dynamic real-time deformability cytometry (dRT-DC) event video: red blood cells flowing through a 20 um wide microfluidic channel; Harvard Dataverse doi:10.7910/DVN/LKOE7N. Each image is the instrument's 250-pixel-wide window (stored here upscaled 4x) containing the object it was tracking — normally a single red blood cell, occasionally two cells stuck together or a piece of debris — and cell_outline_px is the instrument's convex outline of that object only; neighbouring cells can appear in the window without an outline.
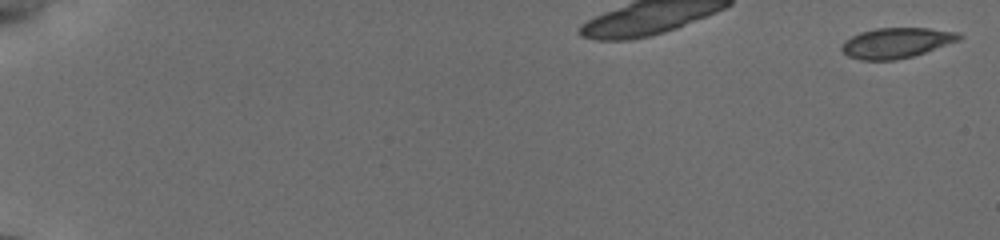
{"species": "common noctule bat (a hibernating species)", "species_latin": "Nyctalus noctula", "temperature_condition": "cold", "stored_images_in_passage": 11, "camera_frame_rate_fps": 3000, "um_per_image_px": 0.085, "animal": {"sex": "female", "body_mass_g": 19.5, "forearm_length_mm": 54.1}, "frame": {"image": 1, "passage_image": 1, "time_ms": 0.0, "image_size_px": [1000, 240], "cell_outline_px": [[964, 36], [960, 40], [912, 56], [896, 60], [860, 60], [848, 56], [840, 48], [840, 44], [844, 40], [860, 32], [876, 28], [928, 28], [960, 32]], "centroid_in_image_um": [76.18, 3.64], "position_along_channel_um": 8.8, "area_um2": 20.81}}